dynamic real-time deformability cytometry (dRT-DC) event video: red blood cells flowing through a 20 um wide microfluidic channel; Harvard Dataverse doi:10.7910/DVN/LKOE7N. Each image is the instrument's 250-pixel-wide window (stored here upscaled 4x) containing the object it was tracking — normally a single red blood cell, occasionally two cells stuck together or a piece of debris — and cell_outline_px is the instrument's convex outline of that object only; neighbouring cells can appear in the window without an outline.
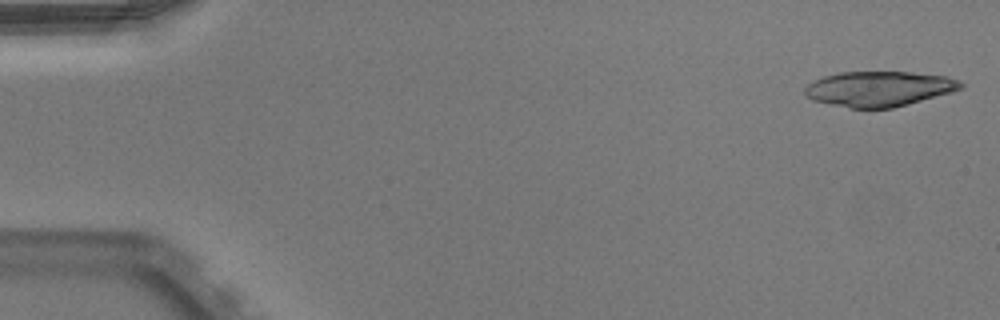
{"species": "Egyptian fruit bat (a non-hibernating species)", "species_latin": "Rousettus aegyptiacus", "temperature_condition": "warm", "stored_images_in_passage": 15, "camera_frame_rate_fps": 3000, "um_per_image_px": 0.085, "animal": {"sex": "male"}, "frame": {"image": 1, "passage_image": 1, "time_ms": 0.0, "image_size_px": [1000, 320], "cell_outline_px": [[964, 84], [960, 88], [952, 92], [908, 104], [892, 108], [848, 108], [812, 100], [804, 96], [804, 88], [812, 80], [824, 76], [840, 72], [912, 72], [944, 76], [960, 80]], "centroid_in_image_um": [74.67, 7.55], "position_along_channel_um": 10.3, "area_um2": 32.02}}
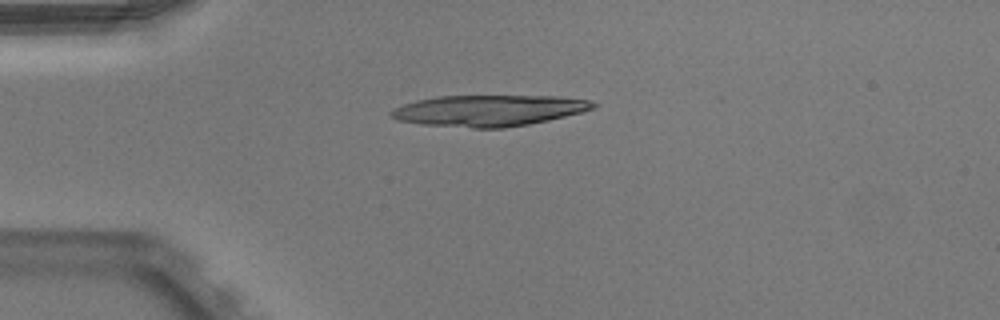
{"frame": {"image": 2, "passage_image": 12, "time_ms": 3.667, "image_size_px": [1000, 320], "cell_outline_px": [[600, 104], [596, 108], [548, 120], [528, 124], [504, 128], [472, 128], [420, 124], [396, 120], [388, 112], [392, 108], [416, 100], [436, 96], [560, 96], [592, 100]], "centroid_in_image_um": [41.55, 9.39], "position_along_channel_um": 43.4, "area_um2": 36.93}}